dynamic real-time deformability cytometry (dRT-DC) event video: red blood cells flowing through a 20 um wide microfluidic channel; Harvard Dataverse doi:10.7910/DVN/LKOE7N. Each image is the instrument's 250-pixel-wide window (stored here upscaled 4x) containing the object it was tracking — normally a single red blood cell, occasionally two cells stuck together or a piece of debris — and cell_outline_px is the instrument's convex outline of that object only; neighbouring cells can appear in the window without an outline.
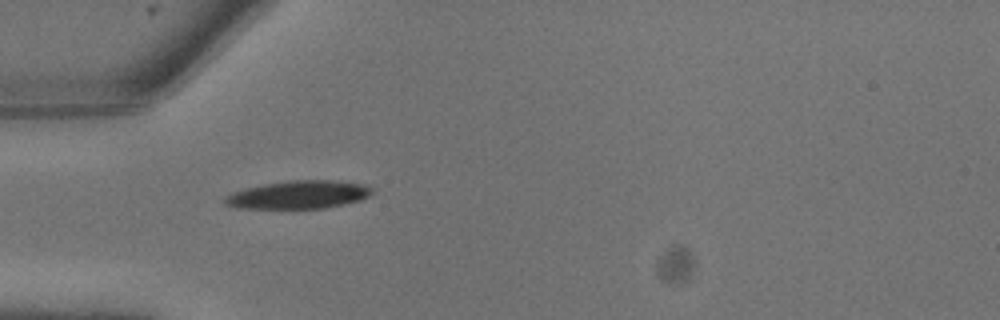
{"species": "common noctule bat (a hibernating species)", "species_latin": "Nyctalus noctula", "temperature_condition": "warm", "stored_images_in_passage": 8, "camera_frame_rate_fps": 3000, "um_per_image_px": 0.085, "animal": {"sex": "male", "body_mass_g": 13.3}, "frame": {"image": 1, "passage_image": 1, "time_ms": 0.0, "image_size_px": [1000, 320], "cell_outline_px": [[372, 192], [368, 196], [360, 200], [344, 204], [324, 208], [236, 208], [224, 204], [224, 196], [232, 192], [244, 188], [264, 184], [288, 180], [328, 180], [360, 184], [372, 188]], "centroid_in_image_um": [25.31, 16.55], "position_along_channel_um": 59.7, "area_um2": 23.93}}
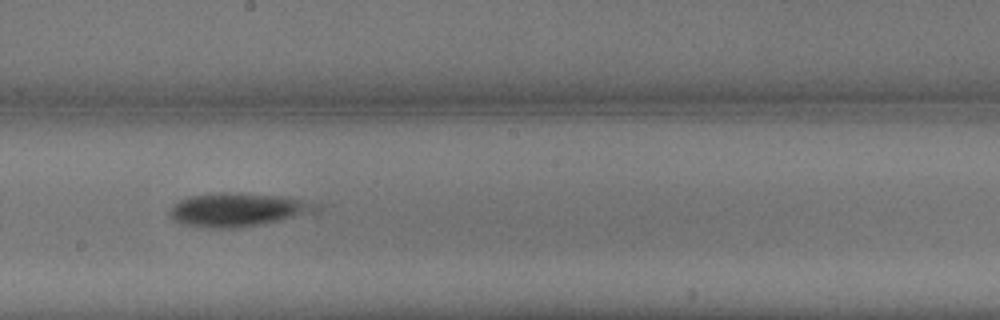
{"frame": {"image": 2, "passage_image": 7, "time_ms": 2.0, "image_size_px": [1000, 320], "cell_outline_px": [[324, 208], [320, 212], [264, 224], [236, 228], [208, 228], [180, 224], [172, 220], [168, 216], [168, 212], [180, 200], [188, 196], [220, 192], [240, 192], [280, 196], [320, 204]], "centroid_in_image_um": [20.25, 17.83], "position_along_channel_um": 227.9, "area_um2": 29.25}}